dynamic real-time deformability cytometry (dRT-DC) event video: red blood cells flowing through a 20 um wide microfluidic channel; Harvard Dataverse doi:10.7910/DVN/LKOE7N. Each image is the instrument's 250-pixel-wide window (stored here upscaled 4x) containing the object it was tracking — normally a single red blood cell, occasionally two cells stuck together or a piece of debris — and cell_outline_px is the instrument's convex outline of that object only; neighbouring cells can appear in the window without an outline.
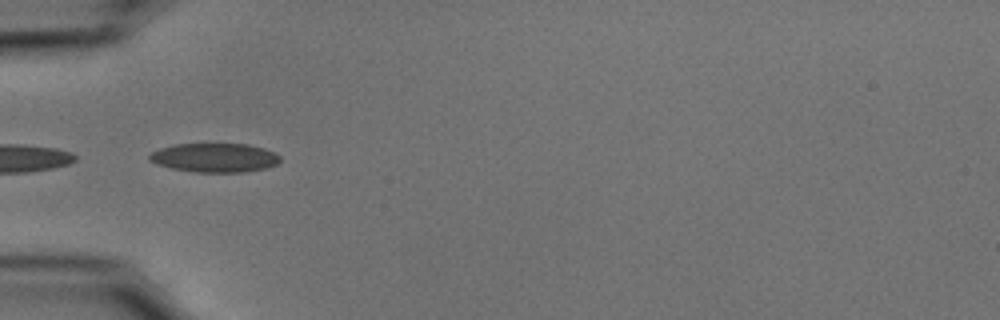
{"species": "common noctule bat (a hibernating species)", "species_latin": "Nyctalus noctula", "temperature_condition": "cold", "stored_images_in_passage": 19, "camera_frame_rate_fps": 3000, "um_per_image_px": 0.085, "animal": {"sex": "male", "body_mass_g": 15.6}, "frame": {"image": 1, "passage_image": 1, "time_ms": 0.0, "image_size_px": [1000, 320], "cell_outline_px": [[280, 160], [276, 164], [264, 168], [244, 172], [196, 172], [172, 168], [156, 164], [148, 160], [148, 156], [152, 152], [160, 148], [176, 144], [248, 144], [264, 148], [280, 156]], "centroid_in_image_um": [18.22, 13.4], "position_along_channel_um": 66.8, "area_um2": 21.96}}